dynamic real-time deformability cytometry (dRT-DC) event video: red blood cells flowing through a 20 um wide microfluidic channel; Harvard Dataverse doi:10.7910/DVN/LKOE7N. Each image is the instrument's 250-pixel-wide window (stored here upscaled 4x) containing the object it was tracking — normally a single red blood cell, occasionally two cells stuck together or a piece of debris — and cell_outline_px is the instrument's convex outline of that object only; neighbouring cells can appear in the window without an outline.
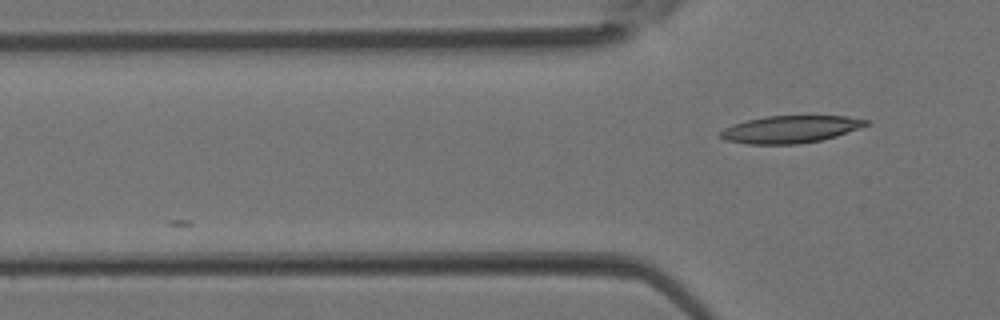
{"species": "Egyptian fruit bat (a non-hibernating species)", "species_latin": "Rousettus aegyptiacus", "temperature_condition": "room temperature", "stored_images_in_passage": 4, "camera_frame_rate_fps": 3000, "um_per_image_px": 0.085, "animal": {"sex": "female"}, "frame": {"image": 1, "passage_image": 4, "time_ms": 1.0, "image_size_px": [1000, 320], "cell_outline_px": [[868, 124], [836, 136], [820, 140], [796, 144], [748, 144], [728, 140], [720, 136], [720, 132], [724, 128], [732, 124], [748, 120], [768, 116], [848, 116], [868, 120]], "centroid_in_image_um": [67.17, 10.98], "position_along_channel_um": 58.6, "area_um2": 22.77}}